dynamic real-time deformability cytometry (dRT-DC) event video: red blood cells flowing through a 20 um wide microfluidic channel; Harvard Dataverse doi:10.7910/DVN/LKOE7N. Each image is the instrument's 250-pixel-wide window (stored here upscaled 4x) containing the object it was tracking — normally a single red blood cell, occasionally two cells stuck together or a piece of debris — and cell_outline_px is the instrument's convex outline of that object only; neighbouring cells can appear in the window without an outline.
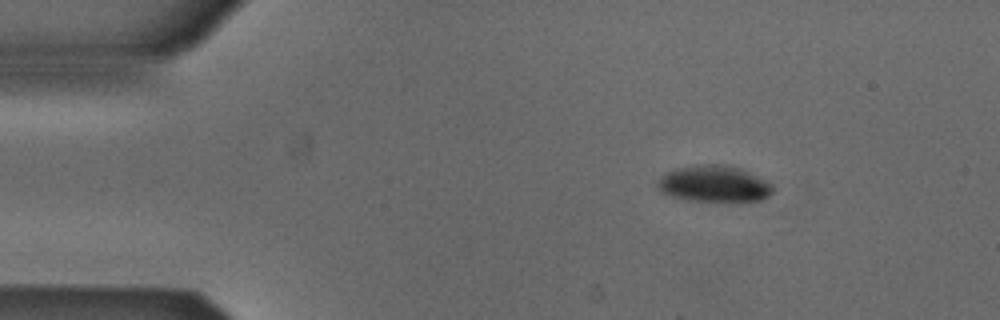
{"species": "Egyptian fruit bat (a non-hibernating species)", "species_latin": "Rousettus aegyptiacus", "temperature_condition": "cold", "stored_images_in_passage": 46, "camera_frame_rate_fps": 3000, "um_per_image_px": 0.085, "animal": {"sex": "male"}, "frame": {"image": 1, "passage_image": 1, "time_ms": 0.0, "image_size_px": [1000, 320], "cell_outline_px": [[776, 188], [768, 196], [760, 200], [688, 200], [672, 196], [660, 192], [656, 184], [660, 176], [664, 172], [676, 168], [696, 164], [728, 164], [740, 168], [772, 184]], "centroid_in_image_um": [60.65, 15.59], "position_along_channel_um": 24.4, "area_um2": 24.39}}
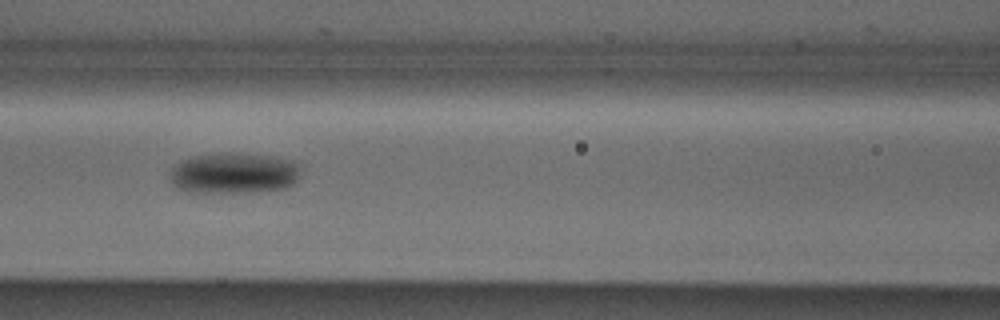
{"frame": {"image": 2, "passage_image": 16, "time_ms": 5.0, "image_size_px": [1000, 320], "cell_outline_px": [[300, 176], [296, 184], [284, 188], [252, 192], [184, 192], [176, 188], [168, 180], [168, 172], [176, 164], [192, 156], [268, 156], [284, 160], [296, 164], [300, 168]], "centroid_in_image_um": [19.82, 14.8], "position_along_channel_um": 146.8, "area_um2": 30.23}}
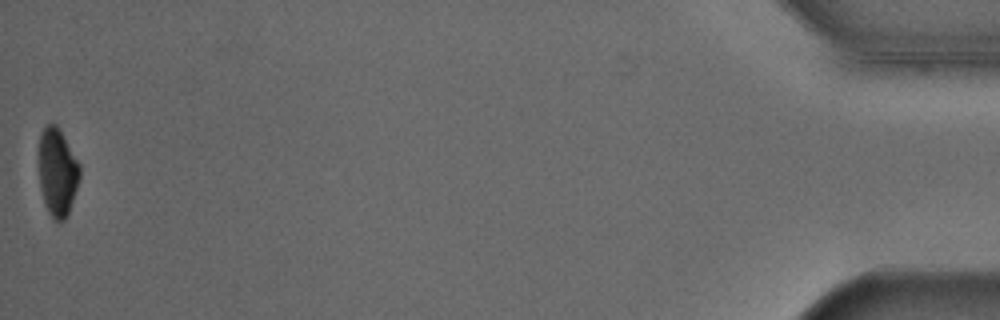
{"frame": {"image": 3, "passage_image": 46, "time_ms": 15.0, "image_size_px": [1000, 320], "cell_outline_px": [[80, 180], [68, 216], [60, 224], [52, 220], [44, 204], [40, 188], [40, 132], [48, 124], [56, 124], [80, 164]], "centroid_in_image_um": [4.9, 14.73], "position_along_channel_um": 430.3, "area_um2": 21.1}, "authors_computed_cell_mechanics": {"area_um2": 27.1371, "velocity_mm_per_s": 3.8569, "shape_relaxation_time_tau1_ms": 6.6145, "shape_relaxation_time_tau2_ms": null, "deformation_change_tau1": 0.1331, "deformation_change_tau2": null}}